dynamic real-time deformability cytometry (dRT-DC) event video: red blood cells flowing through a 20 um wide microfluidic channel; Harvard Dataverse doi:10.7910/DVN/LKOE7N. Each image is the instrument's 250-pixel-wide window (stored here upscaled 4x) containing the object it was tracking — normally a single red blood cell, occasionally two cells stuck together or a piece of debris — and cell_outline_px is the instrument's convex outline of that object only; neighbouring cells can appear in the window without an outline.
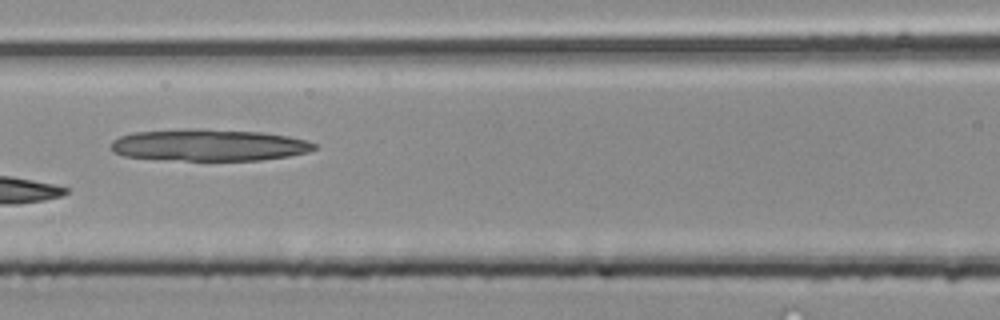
{"species": "common noctule bat (a hibernating species)", "species_latin": "Nyctalus noctula", "temperature_condition": "room temperature", "stored_images_in_passage": 6, "camera_frame_rate_fps": 3000, "um_per_image_px": 0.085, "animal": {"sex": "male", "body_mass_g": 20.4}, "frame": {"image": 1, "passage_image": 6, "time_ms": 1.667, "image_size_px": [1000, 320], "cell_outline_px": [[316, 148], [308, 152], [288, 156], [260, 160], [160, 160], [124, 156], [112, 152], [108, 144], [112, 140], [120, 136], [132, 132], [184, 128], [200, 128], [260, 132], [288, 136], [308, 140], [316, 144]], "centroid_in_image_um": [17.68, 12.32], "position_along_channel_um": 148.9, "area_um2": 38.26}}